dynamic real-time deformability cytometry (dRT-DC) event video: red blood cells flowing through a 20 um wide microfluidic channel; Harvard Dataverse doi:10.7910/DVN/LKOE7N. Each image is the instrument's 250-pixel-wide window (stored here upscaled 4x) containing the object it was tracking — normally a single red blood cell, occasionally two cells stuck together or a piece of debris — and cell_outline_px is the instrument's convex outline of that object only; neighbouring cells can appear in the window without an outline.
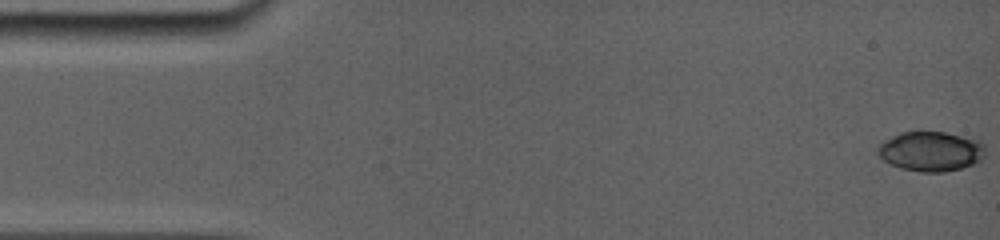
{"species": "common noctule bat (a hibernating species)", "species_latin": "Nyctalus noctula", "temperature_condition": "room temperature", "stored_images_in_passage": 11, "camera_frame_rate_fps": 5000, "um_per_image_px": 0.085, "animal": {"sex": "female", "body_mass_g": 19.0, "forearm_length_mm": 56.7}, "frame": {"image": 1, "passage_image": 1, "time_ms": 0.0, "image_size_px": [1000, 240], "cell_outline_px": [[984, 156], [980, 160], [972, 164], [960, 168], [944, 172], [920, 172], [900, 168], [884, 160], [876, 152], [876, 148], [884, 140], [900, 132], [944, 132], [980, 140], [984, 144]], "centroid_in_image_um": [79.11, 12.86], "position_along_channel_um": 5.9, "area_um2": 24.85}}
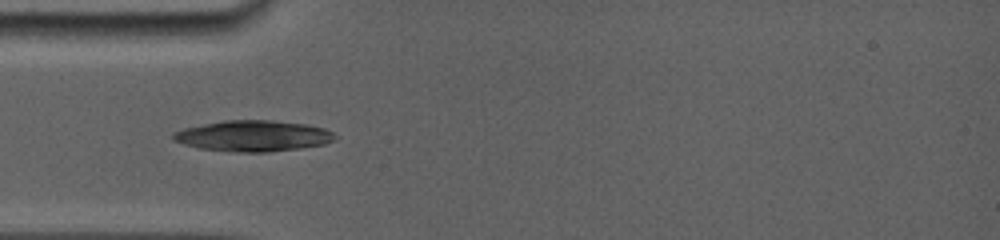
{"frame": {"image": 2, "passage_image": 10, "time_ms": 4.8, "image_size_px": [1000, 240], "cell_outline_px": [[336, 140], [324, 144], [300, 148], [268, 152], [232, 152], [200, 148], [184, 144], [172, 140], [172, 132], [184, 128], [224, 120], [272, 120], [308, 124], [324, 128], [332, 132], [336, 136]], "centroid_in_image_um": [21.52, 11.55], "position_along_channel_um": 63.5, "area_um2": 29.3}}
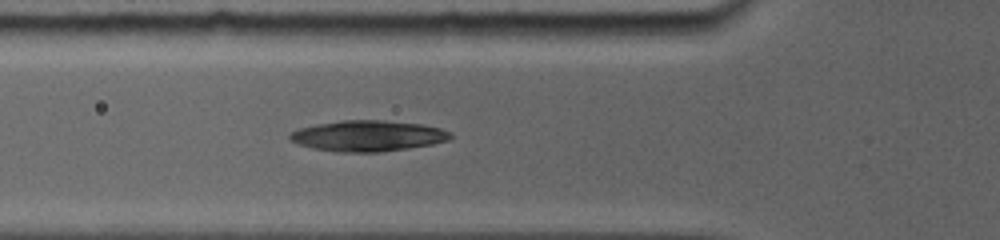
{"frame": {"image": 3, "passage_image": 11, "time_ms": 5.6, "image_size_px": [1000, 240], "cell_outline_px": [[452, 136], [448, 140], [432, 144], [408, 148], [380, 152], [336, 152], [312, 148], [288, 140], [288, 136], [296, 128], [316, 124], [344, 120], [384, 120], [424, 124], [440, 128], [452, 132]], "centroid_in_image_um": [31.26, 11.54], "position_along_channel_um": 94.5, "area_um2": 29.07}}